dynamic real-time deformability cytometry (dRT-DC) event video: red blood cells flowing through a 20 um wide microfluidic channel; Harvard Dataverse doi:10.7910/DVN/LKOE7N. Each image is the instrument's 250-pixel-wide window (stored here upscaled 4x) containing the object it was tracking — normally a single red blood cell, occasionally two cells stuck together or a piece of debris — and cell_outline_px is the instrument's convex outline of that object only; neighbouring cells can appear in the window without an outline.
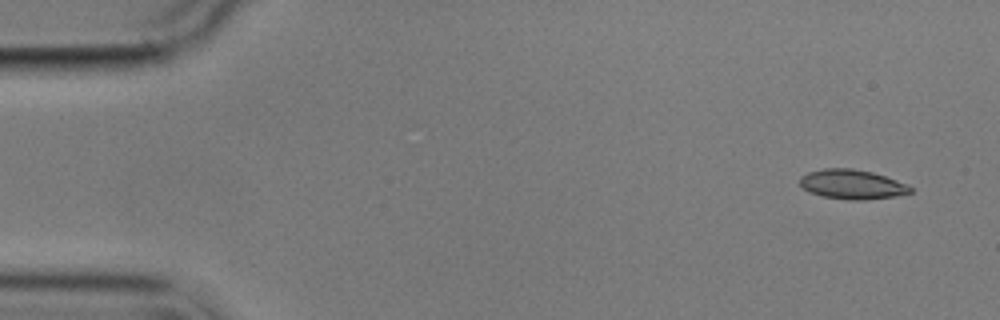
{"species": "common noctule bat (a hibernating species)", "species_latin": "Nyctalus noctula", "temperature_condition": "cold", "stored_images_in_passage": 2, "camera_frame_rate_fps": 3000, "um_per_image_px": 0.085, "animal": {"sex": "male", "body_mass_g": 17.9}, "frame": {"image": 1, "passage_image": 1, "time_ms": 0.0, "image_size_px": [1000, 320], "cell_outline_px": [[912, 192], [896, 196], [864, 200], [848, 200], [820, 196], [808, 192], [800, 184], [800, 176], [808, 172], [824, 168], [852, 168], [872, 172], [908, 184], [912, 188]], "centroid_in_image_um": [72.41, 15.67], "position_along_channel_um": 12.6, "area_um2": 19.13}}